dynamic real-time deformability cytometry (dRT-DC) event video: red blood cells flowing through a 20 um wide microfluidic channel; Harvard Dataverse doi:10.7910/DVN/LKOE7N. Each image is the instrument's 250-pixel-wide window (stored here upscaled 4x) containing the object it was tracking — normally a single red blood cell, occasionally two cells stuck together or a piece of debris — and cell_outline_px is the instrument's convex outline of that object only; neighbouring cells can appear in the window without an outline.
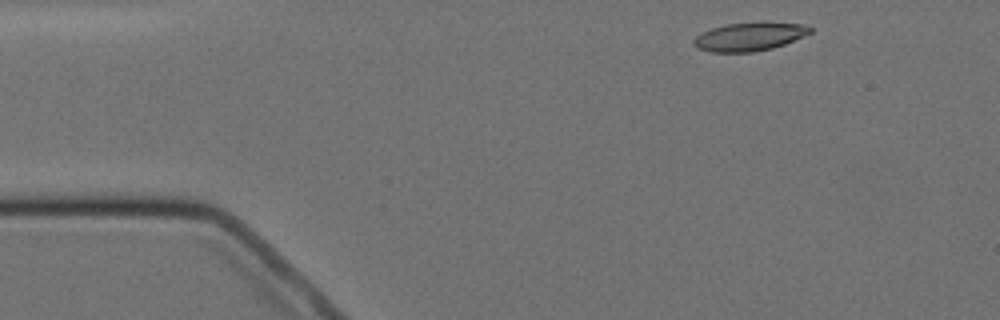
{"species": "Egyptian fruit bat (a non-hibernating species)", "species_latin": "Rousettus aegyptiacus", "temperature_condition": "cold", "stored_images_in_passage": 3, "camera_frame_rate_fps": 3000, "um_per_image_px": 0.085, "animal": {"sex": "female"}, "frame": {"image": 1, "passage_image": 1, "time_ms": 0.0, "image_size_px": [1000, 320], "cell_outline_px": [[812, 32], [804, 36], [784, 44], [772, 48], [752, 52], [708, 52], [696, 48], [692, 44], [692, 40], [696, 36], [712, 28], [724, 24], [804, 24], [812, 28]], "centroid_in_image_um": [63.63, 3.15], "position_along_channel_um": 21.4, "area_um2": 18.73}}